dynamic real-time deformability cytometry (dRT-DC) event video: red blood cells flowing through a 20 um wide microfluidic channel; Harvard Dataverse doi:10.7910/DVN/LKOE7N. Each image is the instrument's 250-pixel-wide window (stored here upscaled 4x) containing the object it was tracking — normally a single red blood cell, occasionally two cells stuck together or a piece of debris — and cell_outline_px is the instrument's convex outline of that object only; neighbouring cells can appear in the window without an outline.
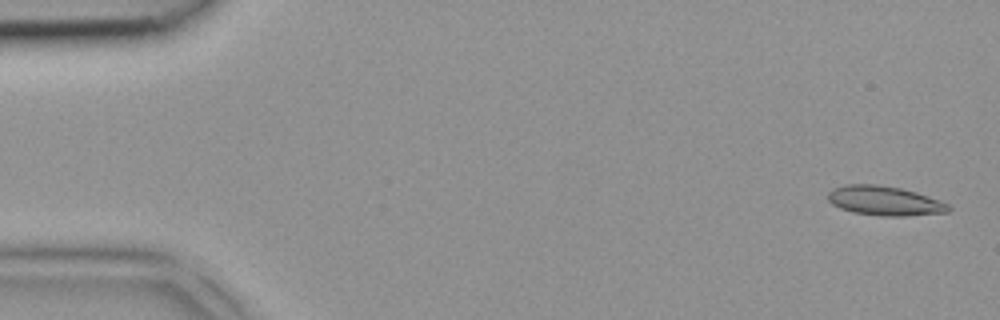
{"species": "common noctule bat (a hibernating species)", "species_latin": "Nyctalus noctula", "temperature_condition": "room temperature", "stored_images_in_passage": 4, "camera_frame_rate_fps": 3000, "um_per_image_px": 0.085, "animal": {"sex": "female", "body_mass_g": 18.4}, "frame": {"image": 1, "passage_image": 1, "time_ms": 0.0, "image_size_px": [1000, 320], "cell_outline_px": [[952, 208], [948, 212], [904, 216], [884, 216], [852, 212], [840, 208], [832, 204], [828, 200], [828, 192], [832, 188], [844, 184], [876, 184], [900, 188], [916, 192], [928, 196], [948, 204]], "centroid_in_image_um": [75.16, 17.06], "position_along_channel_um": 9.8, "area_um2": 20.69}}
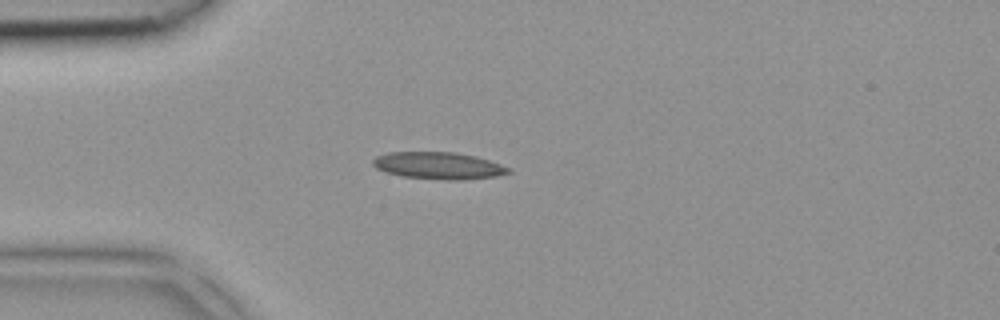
{"frame": {"image": 2, "passage_image": 4, "time_ms": 1.0, "image_size_px": [1000, 320], "cell_outline_px": [[512, 172], [496, 176], [464, 180], [448, 180], [404, 176], [384, 172], [376, 168], [372, 164], [372, 160], [376, 156], [388, 152], [456, 152], [476, 156], [512, 168]], "centroid_in_image_um": [37.28, 14.07], "position_along_channel_um": 47.7, "area_um2": 21.44}}